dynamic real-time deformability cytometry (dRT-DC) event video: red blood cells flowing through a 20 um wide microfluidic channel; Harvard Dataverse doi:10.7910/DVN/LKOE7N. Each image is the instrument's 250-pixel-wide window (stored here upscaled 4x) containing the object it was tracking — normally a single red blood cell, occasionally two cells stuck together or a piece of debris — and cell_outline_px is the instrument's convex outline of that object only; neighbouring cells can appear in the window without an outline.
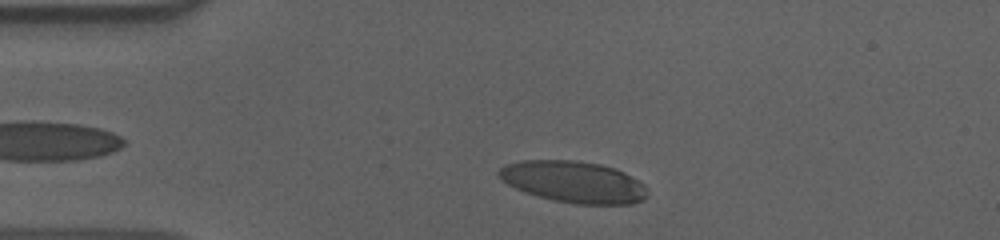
{"species": "human", "species_latin": "Homo sapiens", "temperature_condition": "cold", "stored_images_in_passage": 39, "camera_frame_rate_fps": 3000, "um_per_image_px": 0.085, "donor": {"sex": "male"}, "frame": {"image": 1, "passage_image": 4, "time_ms": 1.0, "image_size_px": [1000, 240], "cell_outline_px": [[648, 196], [632, 204], [576, 204], [552, 200], [524, 192], [508, 184], [496, 176], [496, 172], [504, 164], [524, 160], [576, 160], [600, 164], [616, 168], [624, 172], [644, 184], [648, 192]], "centroid_in_image_um": [48.73, 15.45], "position_along_channel_um": 36.3, "area_um2": 36.18}}
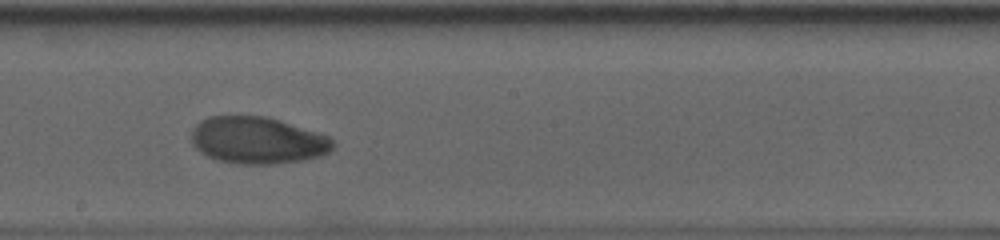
{"frame": {"image": 2, "passage_image": 23, "time_ms": 7.333, "image_size_px": [1000, 240], "cell_outline_px": [[336, 144], [328, 152], [320, 156], [304, 160], [272, 164], [240, 164], [216, 160], [200, 152], [192, 144], [192, 128], [200, 120], [208, 116], [264, 116], [280, 120], [320, 132], [328, 136]], "centroid_in_image_um": [21.89, 11.92], "position_along_channel_um": 226.3, "area_um2": 38.96}}
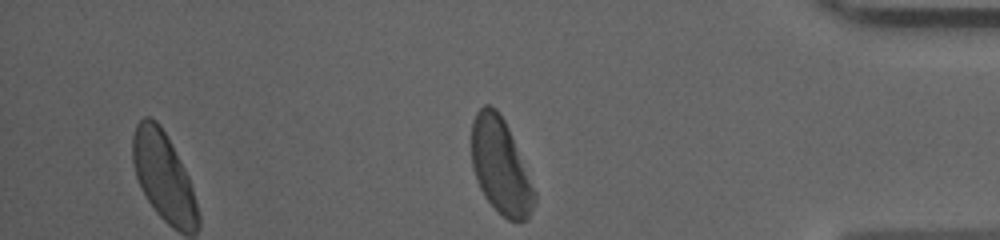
{"frame": {"image": 3, "passage_image": 39, "time_ms": 12.667, "image_size_px": [1000, 240], "cell_outline_px": [[536, 200], [528, 220], [508, 220], [484, 196], [476, 180], [472, 168], [472, 120], [476, 112], [484, 104], [492, 104], [496, 108], [504, 120], [508, 128], [536, 192]], "centroid_in_image_um": [42.54, 14.11], "position_along_channel_um": 392.7, "area_um2": 34.68}, "authors_computed_cell_mechanics": {"area_um2": 38.2636, "velocity_mm_per_s": 3.604, "shape_relaxation_time_tau1_ms": 5.2451, "shape_relaxation_time_tau2_ms": 2.1479, "deformation_change_tau1": 0.1708, "deformation_change_tau2": 0.0542}}